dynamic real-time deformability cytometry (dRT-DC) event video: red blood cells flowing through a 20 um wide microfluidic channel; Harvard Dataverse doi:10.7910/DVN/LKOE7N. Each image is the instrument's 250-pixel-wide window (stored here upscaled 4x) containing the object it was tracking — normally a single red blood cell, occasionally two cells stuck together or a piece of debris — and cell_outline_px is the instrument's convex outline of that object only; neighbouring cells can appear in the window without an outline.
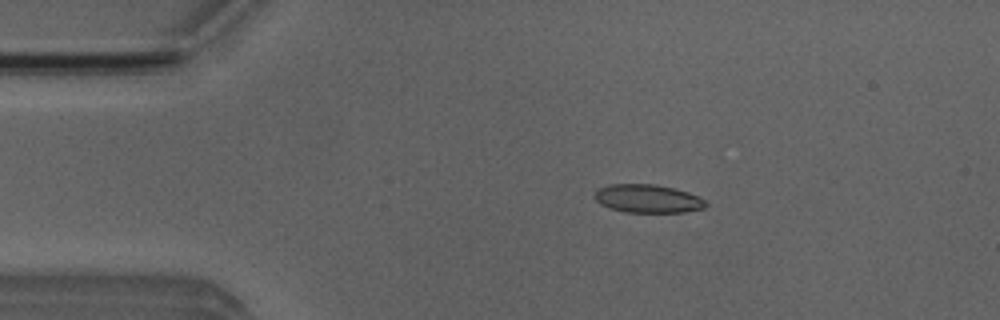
{"species": "Egyptian fruit bat (a non-hibernating species)", "species_latin": "Rousettus aegyptiacus", "temperature_condition": "room temperature", "stored_images_in_passage": 20, "camera_frame_rate_fps": 3000, "um_per_image_px": 0.085, "animal": {"sex": "male"}, "frame": {"image": 1, "passage_image": 9, "time_ms": 2.667, "image_size_px": [1000, 320], "cell_outline_px": [[708, 204], [704, 208], [684, 212], [624, 212], [608, 208], [600, 204], [592, 196], [600, 188], [612, 184], [656, 184], [676, 188], [700, 196]], "centroid_in_image_um": [55.07, 16.88], "position_along_channel_um": 29.9, "area_um2": 18.5}}